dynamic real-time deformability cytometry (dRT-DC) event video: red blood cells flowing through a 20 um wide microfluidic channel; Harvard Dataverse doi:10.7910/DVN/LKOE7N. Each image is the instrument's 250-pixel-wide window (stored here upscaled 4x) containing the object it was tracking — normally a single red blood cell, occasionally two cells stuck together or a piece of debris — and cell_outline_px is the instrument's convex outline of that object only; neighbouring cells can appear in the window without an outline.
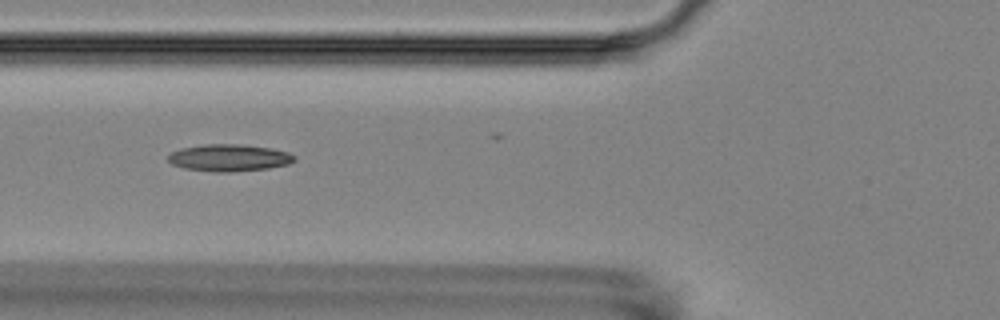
{"species": "Egyptian fruit bat (a non-hibernating species)", "species_latin": "Rousettus aegyptiacus", "temperature_condition": "room temperature", "stored_images_in_passage": 6, "camera_frame_rate_fps": 3000, "um_per_image_px": 0.085, "animal": {"sex": "female"}, "frame": {"image": 1, "passage_image": 6, "time_ms": 6.667, "image_size_px": [1000, 320], "cell_outline_px": [[296, 160], [288, 164], [268, 168], [232, 172], [212, 172], [184, 168], [172, 164], [168, 160], [168, 156], [172, 152], [180, 148], [204, 144], [244, 144], [272, 148], [288, 152], [296, 156]], "centroid_in_image_um": [19.49, 13.4], "position_along_channel_um": 106.3, "area_um2": 20.06}}